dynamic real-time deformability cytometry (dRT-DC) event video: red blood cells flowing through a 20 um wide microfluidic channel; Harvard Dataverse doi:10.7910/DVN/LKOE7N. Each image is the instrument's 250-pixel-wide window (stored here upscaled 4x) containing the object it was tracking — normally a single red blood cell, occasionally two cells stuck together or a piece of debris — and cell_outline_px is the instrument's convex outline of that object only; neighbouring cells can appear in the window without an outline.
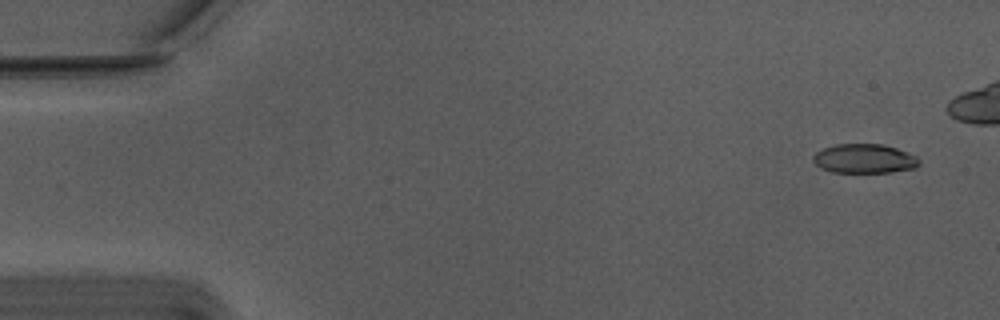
{"species": "Egyptian fruit bat (a non-hibernating species)", "species_latin": "Rousettus aegyptiacus", "temperature_condition": "warm", "stored_images_in_passage": 47, "camera_frame_rate_fps": 3000, "um_per_image_px": 0.085, "animal": {"sex": "male"}, "frame": {"image": 1, "passage_image": 3, "time_ms": 0.667, "image_size_px": [1000, 320], "cell_outline_px": [[920, 164], [916, 168], [892, 172], [832, 172], [820, 168], [812, 160], [812, 156], [816, 152], [824, 148], [836, 144], [880, 144], [896, 148], [916, 156], [920, 160]], "centroid_in_image_um": [73.47, 13.49], "position_along_channel_um": 11.5, "area_um2": 18.09}}
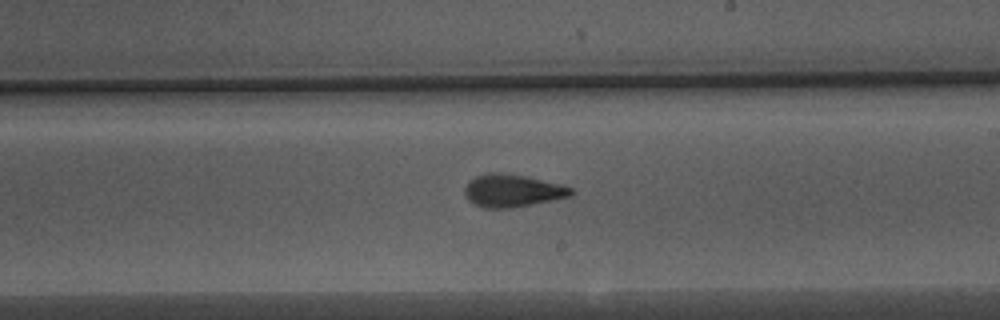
{"frame": {"image": 2, "passage_image": 32, "time_ms": 10.333, "image_size_px": [1000, 320], "cell_outline_px": [[576, 192], [572, 196], [512, 208], [484, 208], [468, 200], [464, 192], [464, 188], [468, 180], [484, 172], [500, 172], [524, 176], [560, 184], [572, 188]], "centroid_in_image_um": [43.53, 16.2], "position_along_channel_um": 245.5, "area_um2": 20.35}}
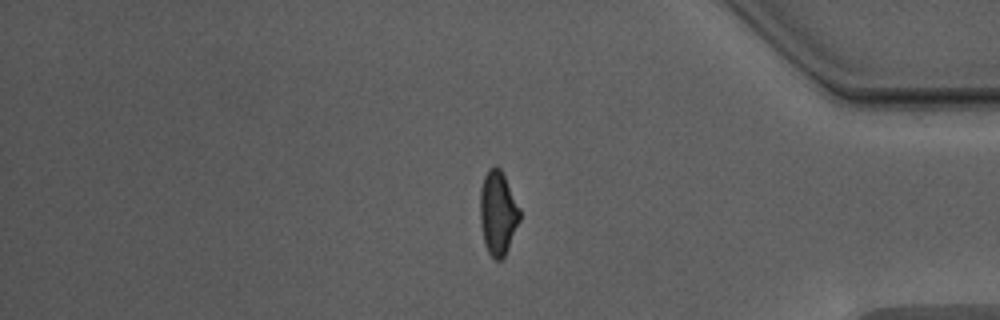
{"frame": {"image": 3, "passage_image": 46, "time_ms": 15.0, "image_size_px": [1000, 320], "cell_outline_px": [[520, 220], [508, 248], [504, 256], [500, 260], [496, 260], [488, 252], [484, 244], [480, 224], [480, 188], [484, 176], [488, 168], [492, 164], [496, 164], [500, 168], [520, 208]], "centroid_in_image_um": [42.3, 18.07], "position_along_channel_um": 392.9, "area_um2": 19.54}}